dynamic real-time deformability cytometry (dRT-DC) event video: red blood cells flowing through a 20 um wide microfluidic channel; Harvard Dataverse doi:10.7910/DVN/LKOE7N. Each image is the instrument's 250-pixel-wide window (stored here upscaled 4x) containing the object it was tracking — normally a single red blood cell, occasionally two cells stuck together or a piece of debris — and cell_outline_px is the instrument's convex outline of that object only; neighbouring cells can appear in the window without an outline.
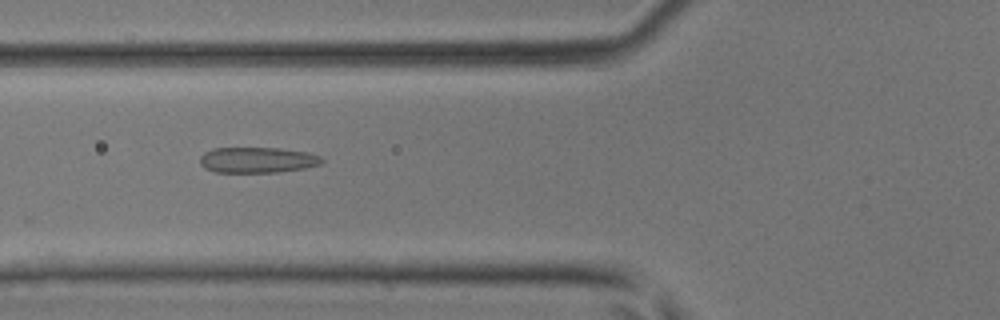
{"species": "common noctule bat (a hibernating species)", "species_latin": "Nyctalus noctula", "temperature_condition": "room temperature", "stored_images_in_passage": 35, "camera_frame_rate_fps": 3000, "um_per_image_px": 0.085, "animal": {"sex": "male", "body_mass_g": 17.9, "forearm_length_mm": 54.2}, "frame": {"image": 1, "passage_image": 7, "time_ms": 2.0, "image_size_px": [1000, 320], "cell_outline_px": [[324, 160], [320, 164], [304, 168], [276, 172], [216, 172], [204, 168], [200, 164], [200, 156], [204, 152], [212, 148], [276, 148], [304, 152], [320, 156]], "centroid_in_image_um": [21.82, 13.6], "position_along_channel_um": 104.0, "area_um2": 18.09}}
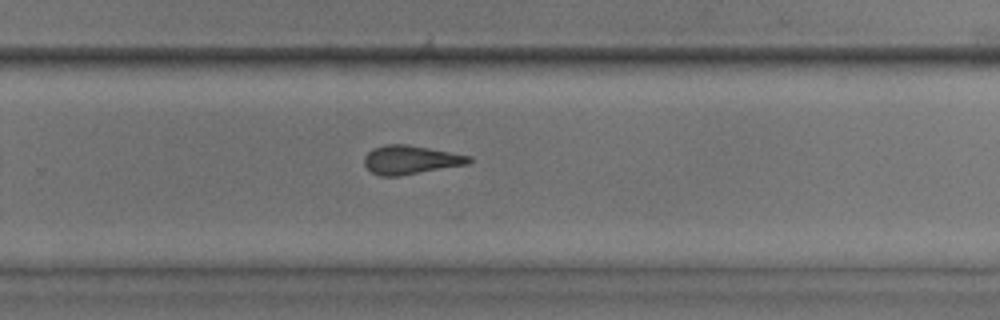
{"frame": {"image": 2, "passage_image": 20, "time_ms": 6.333, "image_size_px": [1000, 320], "cell_outline_px": [[472, 160], [468, 164], [400, 176], [380, 176], [372, 172], [364, 164], [364, 156], [372, 148], [388, 144], [408, 144], [472, 156]], "centroid_in_image_um": [34.9, 13.58], "position_along_channel_um": 294.9, "area_um2": 17.57}}
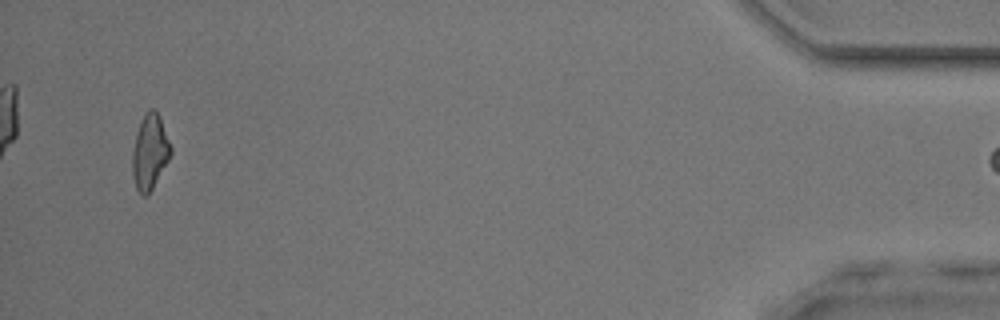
{"frame": {"image": 3, "passage_image": 34, "time_ms": 11.0, "image_size_px": [1000, 320], "cell_outline_px": [[172, 152], [168, 160], [152, 188], [144, 196], [136, 188], [132, 176], [132, 152], [136, 132], [140, 120], [144, 112], [148, 108], [156, 108], [160, 116], [172, 148]], "centroid_in_image_um": [12.72, 12.83], "position_along_channel_um": 422.5, "area_um2": 16.88}}